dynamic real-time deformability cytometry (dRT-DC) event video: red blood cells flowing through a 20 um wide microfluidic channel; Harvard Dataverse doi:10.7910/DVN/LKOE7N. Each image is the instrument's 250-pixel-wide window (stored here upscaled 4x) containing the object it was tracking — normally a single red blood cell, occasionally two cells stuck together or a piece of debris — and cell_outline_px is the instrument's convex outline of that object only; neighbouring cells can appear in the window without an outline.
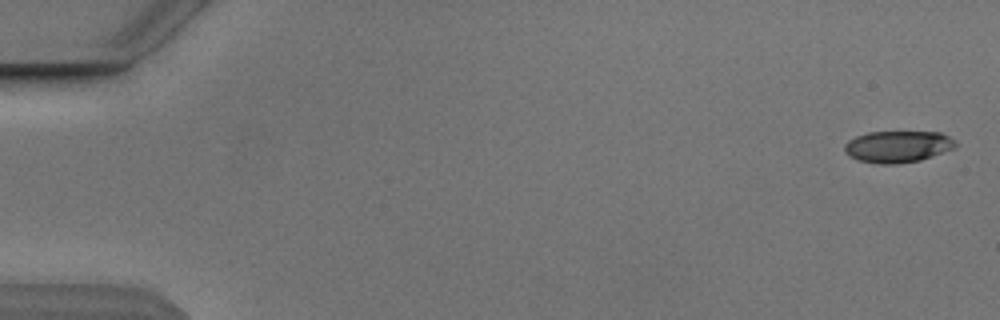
{"species": "Egyptian fruit bat (a non-hibernating species)", "species_latin": "Rousettus aegyptiacus", "temperature_condition": "cold", "stored_images_in_passage": 6, "segment_of_instrument_passage": [1, 2], "camera_frame_rate_fps": 3000, "um_per_image_px": 0.085, "animal": {"sex": "male"}, "frame": {"image": 1, "passage_image": 1, "time_ms": 0.0, "image_size_px": [1000, 320], "cell_outline_px": [[956, 148], [920, 160], [896, 164], [880, 164], [856, 160], [848, 156], [844, 152], [844, 144], [848, 140], [856, 136], [868, 132], [940, 132], [956, 140]], "centroid_in_image_um": [76.29, 12.46], "position_along_channel_um": 8.7, "area_um2": 20.69}}